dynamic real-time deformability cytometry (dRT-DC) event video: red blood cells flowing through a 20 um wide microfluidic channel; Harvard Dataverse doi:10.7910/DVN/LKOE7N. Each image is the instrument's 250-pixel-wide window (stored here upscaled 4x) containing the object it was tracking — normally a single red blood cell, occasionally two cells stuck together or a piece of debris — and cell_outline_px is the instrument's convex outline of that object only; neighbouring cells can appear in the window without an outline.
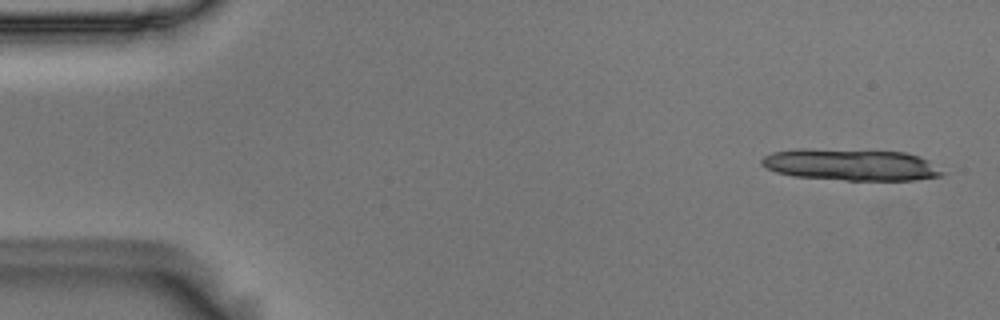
{"species": "Egyptian fruit bat (a non-hibernating species)", "species_latin": "Rousettus aegyptiacus", "temperature_condition": "room temperature", "stored_images_in_passage": 14, "camera_frame_rate_fps": 3000, "um_per_image_px": 0.085, "animal": {"sex": "male"}, "frame": {"image": 1, "passage_image": 2, "time_ms": 0.333, "image_size_px": [1000, 320], "cell_outline_px": [[944, 172], [940, 176], [912, 180], [848, 180], [796, 176], [776, 172], [760, 164], [760, 160], [764, 156], [772, 152], [796, 148], [808, 148], [904, 152], [920, 156], [928, 160]], "centroid_in_image_um": [72.29, 13.99], "position_along_channel_um": 12.7, "area_um2": 33.23}}